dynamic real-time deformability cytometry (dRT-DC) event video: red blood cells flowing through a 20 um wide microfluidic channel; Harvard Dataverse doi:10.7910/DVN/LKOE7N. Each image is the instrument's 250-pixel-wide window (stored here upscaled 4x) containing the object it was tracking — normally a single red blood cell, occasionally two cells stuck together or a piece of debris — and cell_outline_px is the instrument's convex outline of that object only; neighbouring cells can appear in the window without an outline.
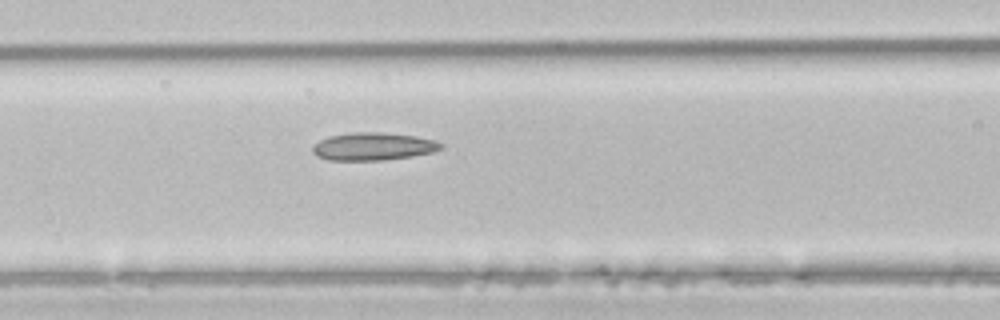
{"species": "common noctule bat (a hibernating species)", "species_latin": "Nyctalus noctula", "temperature_condition": "room temperature", "stored_images_in_passage": 7, "segment_of_instrument_passage": [1, 2], "camera_frame_rate_fps": 3000, "um_per_image_px": 0.085, "animal": {"sex": "male", "body_mass_g": 21.5, "forearm_length_mm": 52.0}, "frame": {"image": 1, "passage_image": 6, "time_ms": 1.667, "image_size_px": [1000, 320], "cell_outline_px": [[444, 148], [432, 152], [412, 156], [380, 160], [328, 160], [316, 156], [312, 152], [312, 148], [320, 140], [328, 136], [352, 132], [384, 132], [416, 136], [436, 140], [444, 144]], "centroid_in_image_um": [31.74, 12.44], "position_along_channel_um": 134.9, "area_um2": 20.87}}